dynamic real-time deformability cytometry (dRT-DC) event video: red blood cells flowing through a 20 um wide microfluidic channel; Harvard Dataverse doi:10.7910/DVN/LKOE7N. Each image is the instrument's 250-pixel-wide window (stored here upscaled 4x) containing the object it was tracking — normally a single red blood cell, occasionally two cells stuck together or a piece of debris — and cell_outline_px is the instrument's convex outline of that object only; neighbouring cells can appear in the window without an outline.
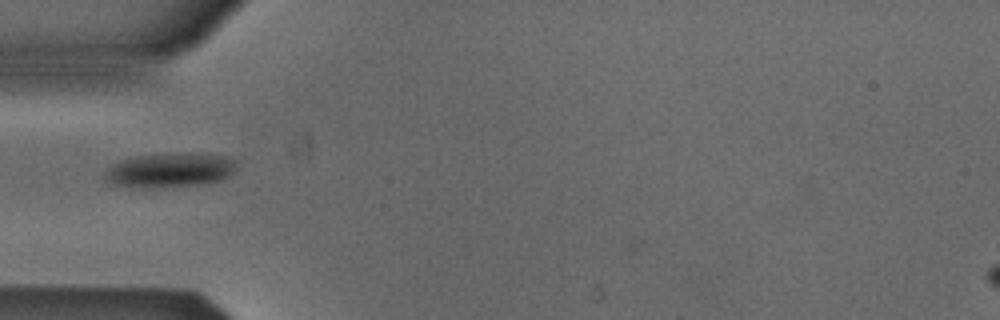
{"species": "Egyptian fruit bat (a non-hibernating species)", "species_latin": "Rousettus aegyptiacus", "temperature_condition": "cold", "stored_images_in_passage": 18, "camera_frame_rate_fps": 3000, "um_per_image_px": 0.085, "animal": {"sex": "male"}, "frame": {"image": 1, "passage_image": 1, "time_ms": 0.0, "image_size_px": [1000, 320], "cell_outline_px": [[236, 168], [224, 180], [204, 184], [156, 188], [132, 188], [108, 184], [104, 172], [112, 164], [120, 160], [132, 156], [172, 152], [192, 152], [224, 156], [236, 160]], "centroid_in_image_um": [14.41, 14.46], "position_along_channel_um": 70.6, "area_um2": 27.34}}
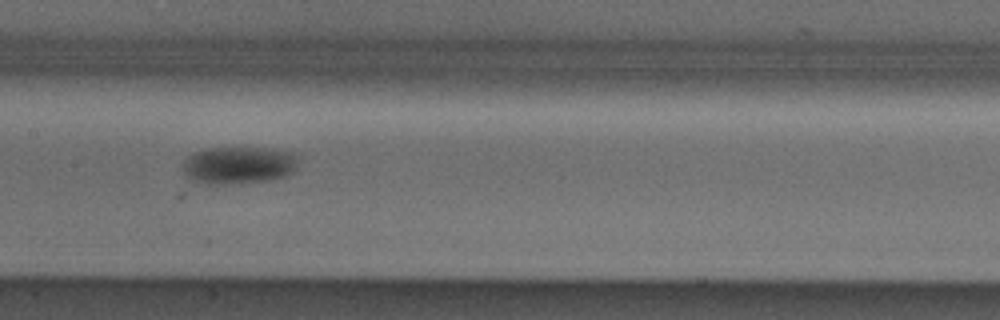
{"frame": {"image": 2, "passage_image": 10, "time_ms": 3.0, "image_size_px": [1000, 320], "cell_outline_px": [[300, 156], [292, 172], [284, 176], [272, 180], [224, 184], [204, 184], [188, 180], [184, 176], [184, 160], [188, 156], [196, 152], [212, 148], [268, 148], [292, 152]], "centroid_in_image_um": [20.27, 14.05], "position_along_channel_um": 187.1, "area_um2": 25.26}}
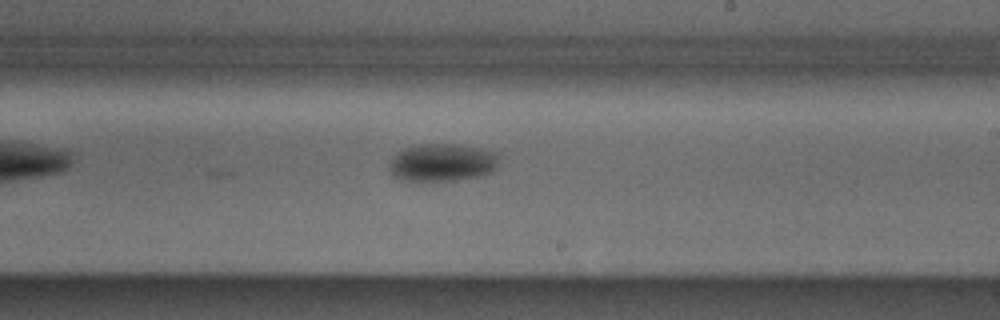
{"frame": {"image": 3, "passage_image": 15, "time_ms": 4.667, "image_size_px": [1000, 320], "cell_outline_px": [[500, 156], [492, 172], [484, 176], [456, 180], [400, 180], [388, 168], [388, 164], [396, 152], [404, 148], [416, 144], [452, 144], [480, 148], [500, 152]], "centroid_in_image_um": [37.61, 13.8], "position_along_channel_um": 251.4, "area_um2": 24.33}}